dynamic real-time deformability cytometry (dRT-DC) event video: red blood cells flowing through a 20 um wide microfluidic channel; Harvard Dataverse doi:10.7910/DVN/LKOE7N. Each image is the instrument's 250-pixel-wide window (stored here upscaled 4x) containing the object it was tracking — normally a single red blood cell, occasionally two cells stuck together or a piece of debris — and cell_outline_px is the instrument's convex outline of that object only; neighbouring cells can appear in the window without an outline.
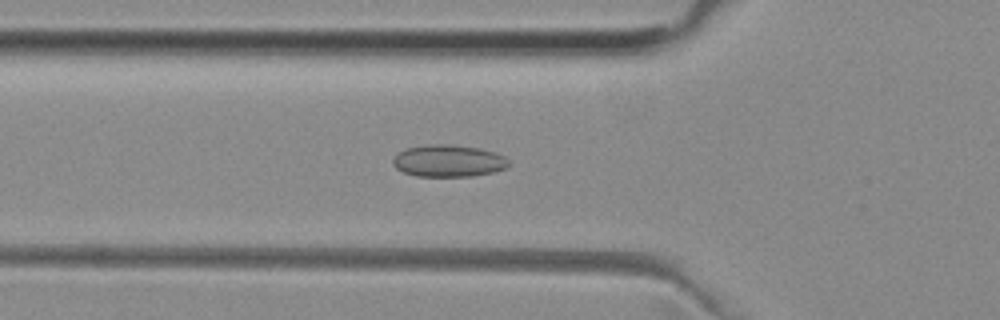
{"species": "common noctule bat (a hibernating species)", "species_latin": "Nyctalus noctula", "temperature_condition": "room temperature", "stored_images_in_passage": 52, "camera_frame_rate_fps": 3000, "um_per_image_px": 0.085, "animal": {"sex": "female", "body_mass_g": 29.2, "forearm_length_mm": 56.3}, "frame": {"image": 1, "passage_image": 18, "time_ms": 5.667, "image_size_px": [1000, 320], "cell_outline_px": [[508, 168], [492, 172], [472, 176], [416, 176], [404, 172], [396, 168], [392, 164], [392, 156], [408, 148], [428, 144], [448, 144], [480, 148], [496, 152], [504, 156], [508, 160]], "centroid_in_image_um": [38.11, 13.67], "position_along_channel_um": 87.7, "area_um2": 21.68}}
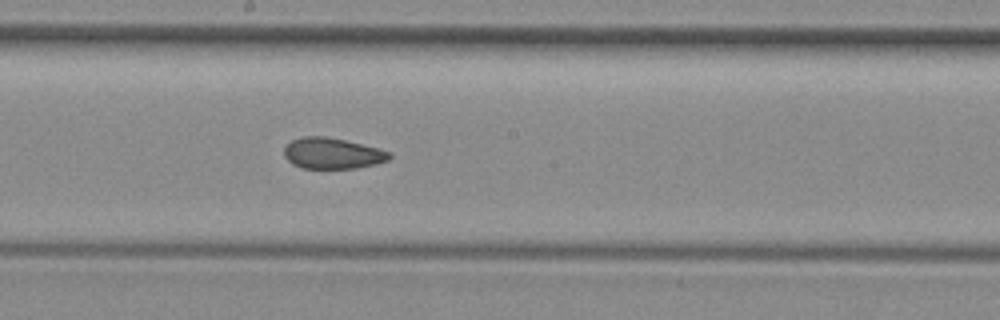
{"frame": {"image": 2, "passage_image": 28, "time_ms": 9.0, "image_size_px": [1000, 320], "cell_outline_px": [[392, 156], [388, 160], [376, 164], [356, 168], [300, 168], [292, 164], [284, 156], [284, 148], [292, 140], [304, 136], [324, 136], [344, 140], [392, 152]], "centroid_in_image_um": [28.24, 13.04], "position_along_channel_um": 220.0, "area_um2": 18.9}}
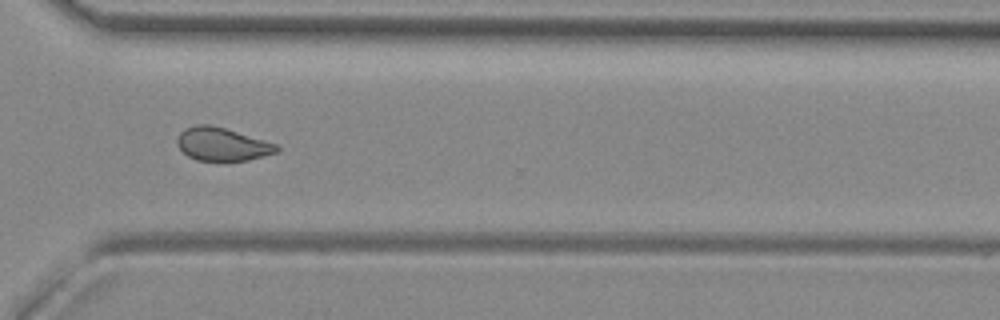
{"frame": {"image": 3, "passage_image": 38, "time_ms": 12.333, "image_size_px": [1000, 320], "cell_outline_px": [[280, 148], [276, 152], [264, 156], [248, 160], [224, 164], [196, 160], [188, 156], [176, 144], [176, 140], [180, 132], [184, 128], [196, 124], [208, 124], [224, 128], [280, 144]], "centroid_in_image_um": [18.89, 12.3], "position_along_channel_um": 351.7, "area_um2": 20.0}, "authors_computed_cell_mechanics": {"area_um2": 20.3456, "velocity_mm_per_s": 3.9565, "shape_relaxation_time_tau1_ms": null, "shape_relaxation_time_tau2_ms": 1.7423, "deformation_change_tau1": null, "deformation_change_tau2": 0.0683}}